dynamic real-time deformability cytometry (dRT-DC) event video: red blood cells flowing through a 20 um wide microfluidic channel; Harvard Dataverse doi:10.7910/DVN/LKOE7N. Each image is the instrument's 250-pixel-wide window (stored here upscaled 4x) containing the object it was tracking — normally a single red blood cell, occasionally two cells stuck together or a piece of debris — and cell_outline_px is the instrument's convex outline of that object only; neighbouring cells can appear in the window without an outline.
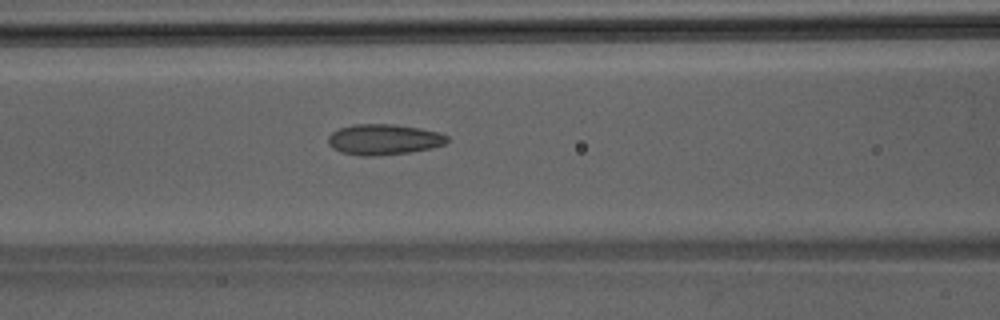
{"species": "Egyptian fruit bat (a non-hibernating species)", "species_latin": "Rousettus aegyptiacus", "temperature_condition": "room temperature", "stored_images_in_passage": 45, "camera_frame_rate_fps": 3000, "um_per_image_px": 0.085, "animal": {"sex": "male"}, "frame": {"image": 1, "passage_image": 20, "time_ms": 6.333, "image_size_px": [1000, 320], "cell_outline_px": [[448, 140], [444, 144], [432, 148], [408, 152], [376, 156], [360, 156], [340, 152], [332, 148], [328, 144], [328, 136], [332, 132], [340, 128], [352, 124], [392, 124], [420, 128], [436, 132], [448, 136]], "centroid_in_image_um": [32.58, 11.86], "position_along_channel_um": 134.0, "area_um2": 21.27}}
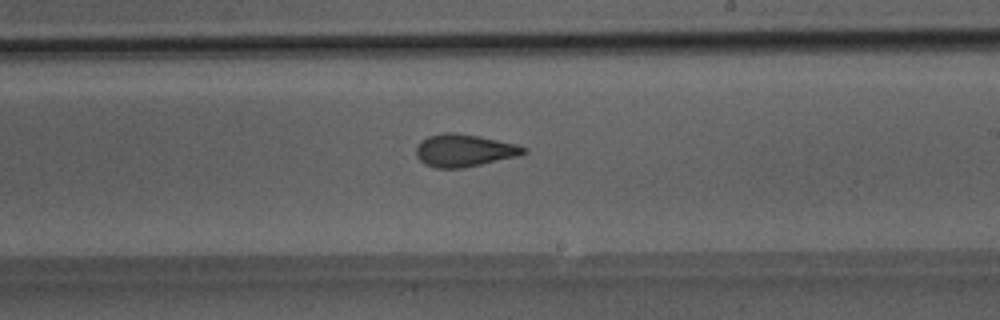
{"frame": {"image": 2, "passage_image": 28, "time_ms": 9.0, "image_size_px": [1000, 320], "cell_outline_px": [[528, 152], [520, 156], [464, 168], [436, 168], [424, 164], [416, 156], [416, 144], [420, 140], [428, 136], [444, 132], [456, 132], [480, 136], [516, 144], [528, 148]], "centroid_in_image_um": [39.46, 12.78], "position_along_channel_um": 249.5, "area_um2": 20.75}}
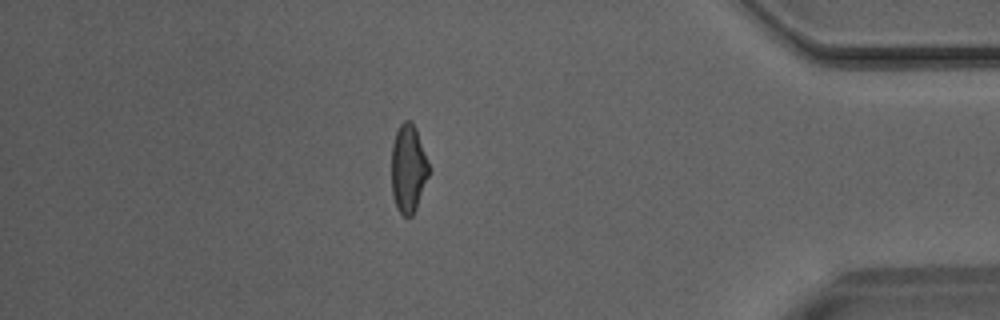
{"frame": {"image": 3, "passage_image": 41, "time_ms": 13.333, "image_size_px": [1000, 320], "cell_outline_px": [[432, 168], [416, 208], [412, 216], [404, 216], [396, 208], [392, 192], [392, 144], [396, 132], [400, 124], [404, 120], [408, 120], [416, 128]], "centroid_in_image_um": [34.73, 14.32], "position_along_channel_um": 400.5, "area_um2": 19.42}}